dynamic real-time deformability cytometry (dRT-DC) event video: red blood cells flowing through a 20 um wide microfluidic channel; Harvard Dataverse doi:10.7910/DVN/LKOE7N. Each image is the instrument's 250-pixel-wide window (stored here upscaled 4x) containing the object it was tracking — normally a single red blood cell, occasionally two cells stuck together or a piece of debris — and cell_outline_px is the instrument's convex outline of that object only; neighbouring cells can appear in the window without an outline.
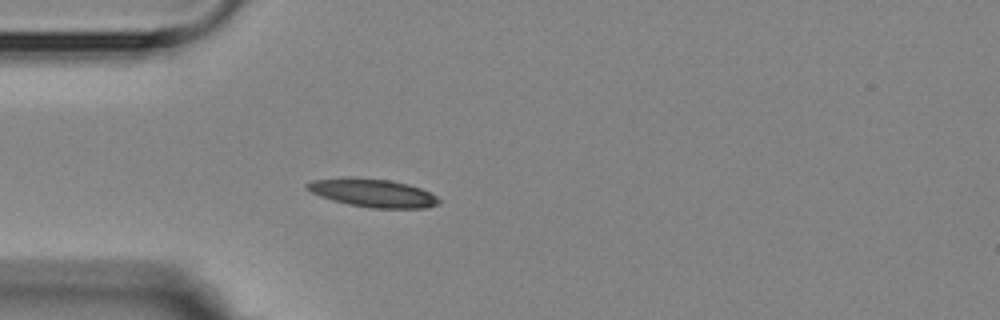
{"species": "Egyptian fruit bat (a non-hibernating species)", "species_latin": "Rousettus aegyptiacus", "temperature_condition": "room temperature", "stored_images_in_passage": 5, "camera_frame_rate_fps": 3000, "um_per_image_px": 0.085, "animal": {"sex": "female"}, "frame": {"image": 1, "passage_image": 5, "time_ms": 4.667, "image_size_px": [1000, 320], "cell_outline_px": [[440, 204], [424, 208], [372, 208], [348, 204], [332, 200], [320, 196], [304, 188], [304, 184], [312, 180], [388, 180], [408, 184], [420, 188], [436, 196], [440, 200]], "centroid_in_image_um": [31.74, 16.45], "position_along_channel_um": 53.3, "area_um2": 20.69}}